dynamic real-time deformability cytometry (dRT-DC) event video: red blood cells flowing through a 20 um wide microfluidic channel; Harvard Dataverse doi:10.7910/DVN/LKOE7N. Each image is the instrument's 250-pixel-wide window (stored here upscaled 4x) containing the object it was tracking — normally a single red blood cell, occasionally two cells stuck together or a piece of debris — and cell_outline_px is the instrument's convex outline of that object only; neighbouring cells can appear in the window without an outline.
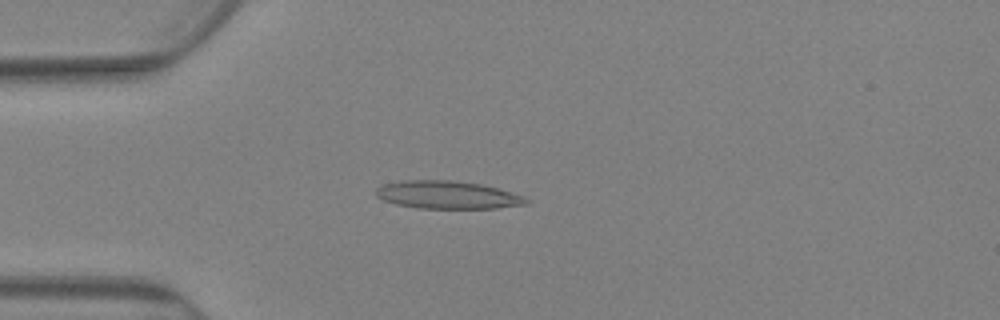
{"species": "Egyptian fruit bat (a non-hibernating species)", "species_latin": "Rousettus aegyptiacus", "temperature_condition": "warm", "stored_images_in_passage": 82, "camera_frame_rate_fps": 3000, "um_per_image_px": 0.085, "animal": {"sex": "female"}, "frame": {"image": 1, "passage_image": 22, "time_ms": 7.0, "image_size_px": [1000, 320], "cell_outline_px": [[532, 200], [528, 204], [496, 208], [420, 208], [396, 204], [384, 200], [376, 196], [376, 188], [384, 184], [404, 180], [452, 180], [480, 184], [496, 188], [524, 196]], "centroid_in_image_um": [38.06, 16.56], "position_along_channel_um": 46.9, "area_um2": 24.28}}
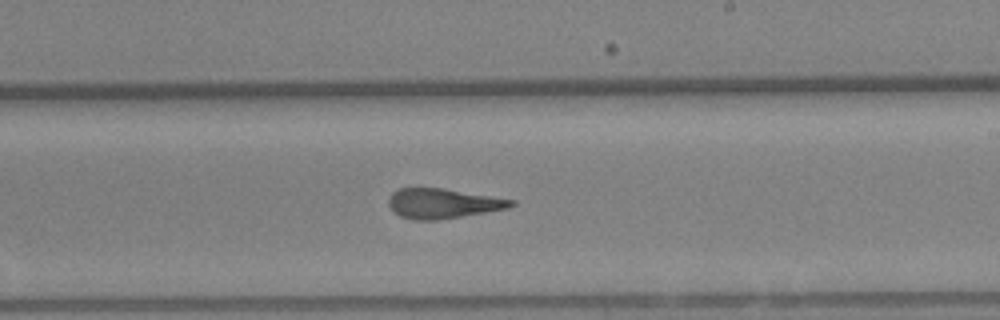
{"frame": {"image": 2, "passage_image": 49, "time_ms": 16.0, "image_size_px": [1000, 320], "cell_outline_px": [[516, 204], [508, 208], [436, 220], [412, 220], [400, 216], [388, 204], [388, 196], [392, 192], [400, 188], [440, 188], [516, 200]], "centroid_in_image_um": [37.62, 17.29], "position_along_channel_um": 251.4, "area_um2": 21.04}}
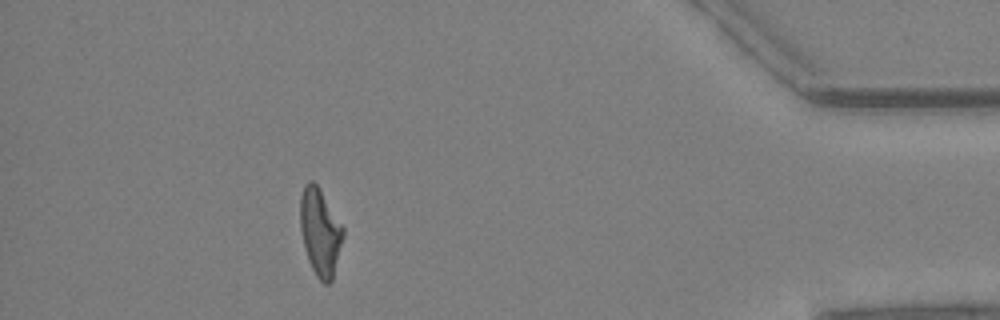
{"frame": {"image": 3, "passage_image": 74, "time_ms": 24.333, "image_size_px": [1000, 320], "cell_outline_px": [[344, 236], [332, 280], [328, 284], [324, 284], [316, 276], [308, 260], [300, 228], [300, 196], [304, 184], [308, 180], [312, 180], [316, 184], [344, 228]], "centroid_in_image_um": [27.2, 19.72], "position_along_channel_um": 408.0, "area_um2": 21.62}, "authors_computed_cell_mechanics": {"area_um2": 22.1663, "velocity_mm_per_s": 2.4778, "shape_relaxation_time_tau1_ms": null, "shape_relaxation_time_tau2_ms": 2.4659, "deformation_change_tau1": null, "deformation_change_tau2": 0.1195}}